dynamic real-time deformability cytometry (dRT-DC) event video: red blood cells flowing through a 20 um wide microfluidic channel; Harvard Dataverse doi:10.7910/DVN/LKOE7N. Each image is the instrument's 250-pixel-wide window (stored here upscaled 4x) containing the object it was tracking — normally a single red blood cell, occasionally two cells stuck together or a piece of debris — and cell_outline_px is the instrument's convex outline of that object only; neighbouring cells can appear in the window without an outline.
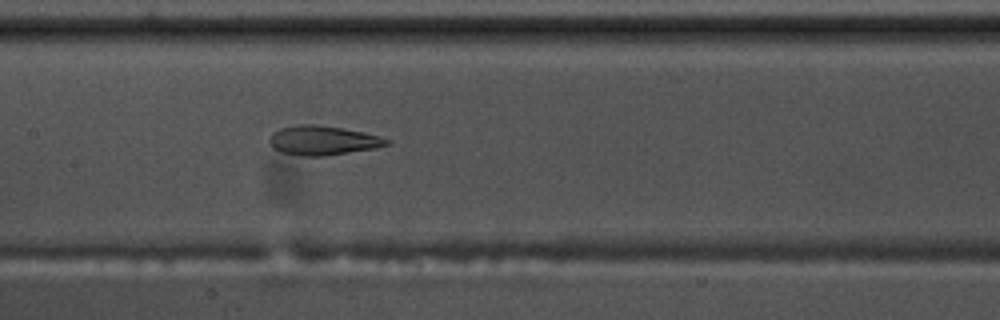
{"species": "common noctule bat (a hibernating species)", "species_latin": "Nyctalus noctula", "temperature_condition": "warm", "stored_images_in_passage": 55, "camera_frame_rate_fps": 3000, "um_per_image_px": 0.085, "animal": {"sex": "male", "body_mass_g": 17.5, "forearm_length_mm": 52.3}, "frame": {"image": 1, "passage_image": 27, "time_ms": 8.667, "image_size_px": [1000, 320], "cell_outline_px": [[392, 144], [376, 148], [324, 156], [296, 156], [280, 152], [272, 148], [268, 140], [280, 128], [300, 124], [316, 124], [364, 132], [380, 136], [392, 140]], "centroid_in_image_um": [27.48, 11.95], "position_along_channel_um": 179.9, "area_um2": 20.17}}
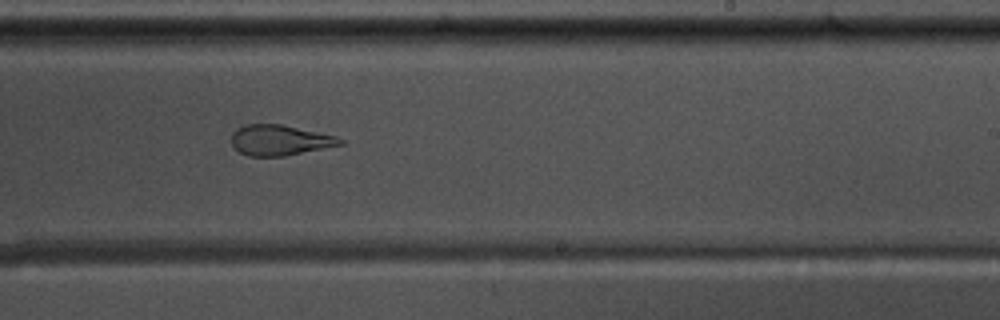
{"frame": {"image": 2, "passage_image": 34, "time_ms": 11.0, "image_size_px": [1000, 320], "cell_outline_px": [[344, 144], [284, 156], [248, 156], [232, 148], [232, 132], [236, 128], [244, 124], [280, 124], [336, 136], [344, 140]], "centroid_in_image_um": [23.74, 11.91], "position_along_channel_um": 265.3, "area_um2": 19.31}}
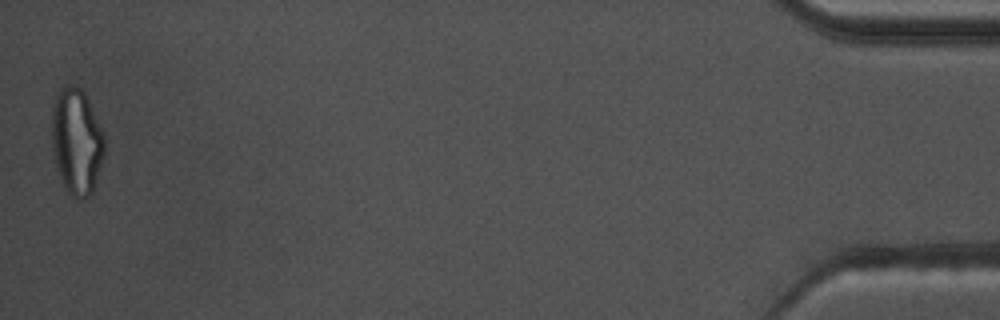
{"frame": {"image": 3, "passage_image": 55, "time_ms": 18.0, "image_size_px": [1000, 320], "cell_outline_px": [[104, 156], [92, 192], [84, 200], [76, 200], [68, 192], [56, 168], [52, 148], [52, 104], [60, 88], [64, 84], [76, 84], [84, 92], [88, 100], [104, 136]], "centroid_in_image_um": [6.49, 12.01], "position_along_channel_um": 428.7, "area_um2": 32.66}, "authors_computed_cell_mechanics": {"area_um2": 23.698, "velocity_mm_per_s": 3.6671, "shape_relaxation_time_tau1_ms": null, "shape_relaxation_time_tau2_ms": 1.8574, "deformation_change_tau1": null, "deformation_change_tau2": 0.1085}}